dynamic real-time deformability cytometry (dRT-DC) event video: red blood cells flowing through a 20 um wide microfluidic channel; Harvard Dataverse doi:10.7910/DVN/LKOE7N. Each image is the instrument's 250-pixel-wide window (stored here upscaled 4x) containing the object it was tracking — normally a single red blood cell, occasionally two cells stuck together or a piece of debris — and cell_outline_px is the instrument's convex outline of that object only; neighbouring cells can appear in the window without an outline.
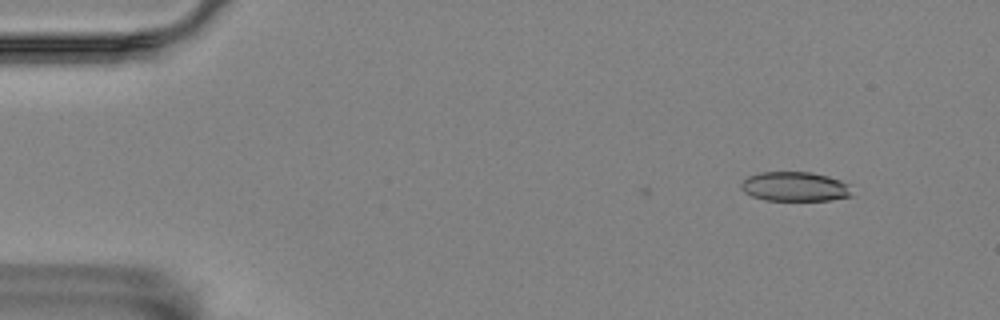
{"species": "Egyptian fruit bat (a non-hibernating species)", "species_latin": "Rousettus aegyptiacus", "temperature_condition": "room temperature", "stored_images_in_passage": 3, "camera_frame_rate_fps": 3000, "um_per_image_px": 0.085, "animal": {"sex": "female"}, "frame": {"image": 1, "passage_image": 3, "time_ms": 0.667, "image_size_px": [1000, 320], "cell_outline_px": [[852, 196], [828, 200], [764, 200], [752, 196], [744, 192], [740, 188], [740, 184], [748, 176], [760, 172], [812, 172], [828, 176], [852, 184]], "centroid_in_image_um": [67.59, 15.85], "position_along_channel_um": 17.4, "area_um2": 19.25}}